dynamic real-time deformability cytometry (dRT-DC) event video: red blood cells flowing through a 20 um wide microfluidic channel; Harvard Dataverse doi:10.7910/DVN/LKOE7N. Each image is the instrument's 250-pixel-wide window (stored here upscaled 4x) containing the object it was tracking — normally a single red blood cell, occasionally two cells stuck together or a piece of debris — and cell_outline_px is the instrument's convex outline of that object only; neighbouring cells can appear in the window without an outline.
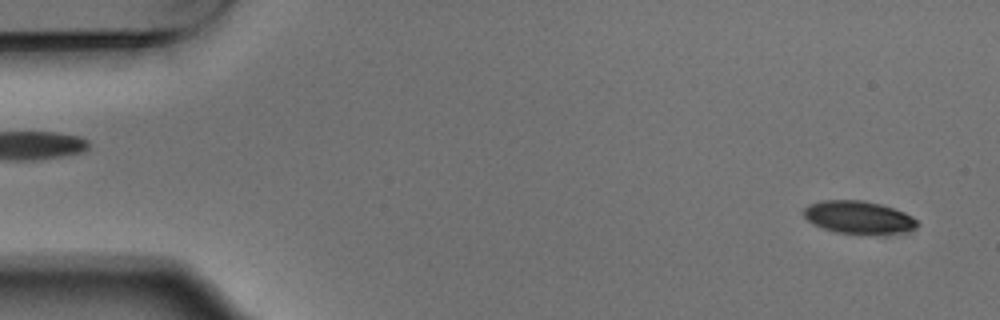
{"species": "Egyptian fruit bat (a non-hibernating species)", "species_latin": "Rousettus aegyptiacus", "temperature_condition": "warm", "stored_images_in_passage": 5, "segment_of_instrument_passage": [2, 2], "camera_frame_rate_fps": 3000, "um_per_image_px": 0.085, "animal": {"sex": "male"}, "frame": {"image": 1, "passage_image": 5, "time_ms": 1.333, "image_size_px": [1000, 320], "cell_outline_px": [[920, 224], [916, 228], [900, 232], [876, 236], [864, 236], [836, 232], [812, 224], [804, 216], [804, 208], [808, 204], [824, 200], [864, 200], [884, 204], [904, 212], [912, 216]], "centroid_in_image_um": [73.01, 18.49], "position_along_channel_um": 12.0, "area_um2": 22.31}}